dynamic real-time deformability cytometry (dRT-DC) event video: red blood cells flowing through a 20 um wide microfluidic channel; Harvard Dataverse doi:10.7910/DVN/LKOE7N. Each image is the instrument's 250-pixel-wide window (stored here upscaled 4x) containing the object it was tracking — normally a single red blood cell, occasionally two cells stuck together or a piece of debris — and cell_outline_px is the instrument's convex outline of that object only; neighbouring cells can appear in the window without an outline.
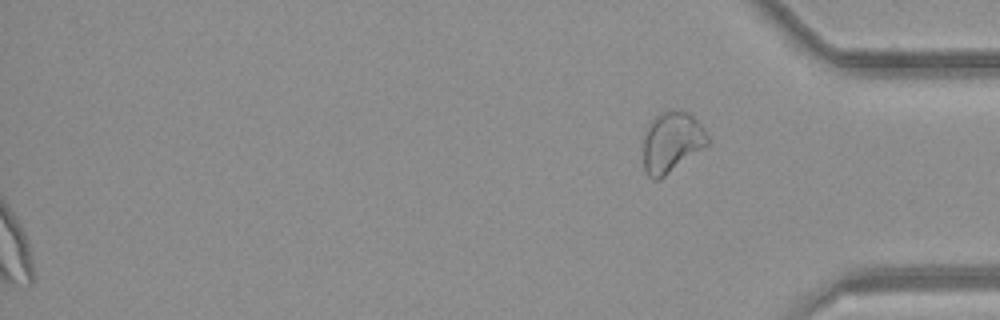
{"species": "common noctule bat (a hibernating species)", "species_latin": "Nyctalus noctula", "temperature_condition": "room temperature", "stored_images_in_passage": 51, "segment_of_instrument_passage": [2, 2], "camera_frame_rate_fps": 3000, "um_per_image_px": 0.085, "animal": {"sex": "female", "body_mass_g": 21.9}, "frame": {"image": 1, "passage_image": 51, "time_ms": 16.667, "image_size_px": [1000, 320], "cell_outline_px": [[708, 144], [660, 180], [652, 180], [648, 176], [644, 168], [644, 136], [648, 124], [660, 112], [668, 108], [672, 108], [688, 112], [704, 128], [708, 136]], "centroid_in_image_um": [57.08, 12.06], "position_along_channel_um": 378.1, "area_um2": 22.83}}